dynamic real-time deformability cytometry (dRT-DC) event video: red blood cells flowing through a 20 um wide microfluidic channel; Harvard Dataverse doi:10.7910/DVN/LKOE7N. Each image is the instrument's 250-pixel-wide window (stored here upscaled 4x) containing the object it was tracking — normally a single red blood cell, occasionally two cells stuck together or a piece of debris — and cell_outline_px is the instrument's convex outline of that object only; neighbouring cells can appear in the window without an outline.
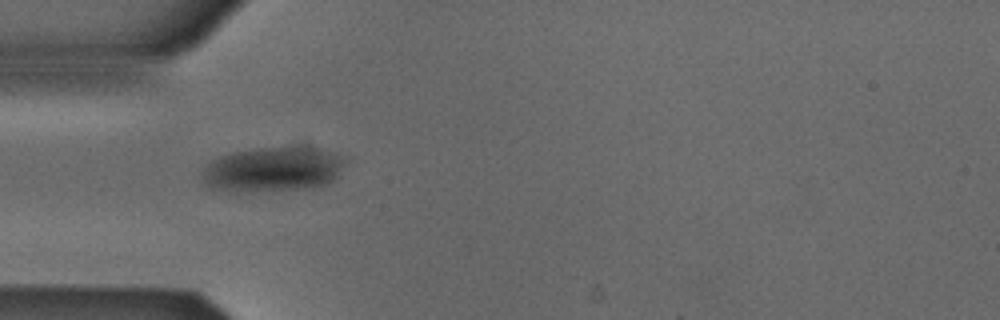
{"species": "Egyptian fruit bat (a non-hibernating species)", "species_latin": "Rousettus aegyptiacus", "temperature_condition": "cold", "stored_images_in_passage": 38, "camera_frame_rate_fps": 3000, "um_per_image_px": 0.085, "animal": {"sex": "male"}, "frame": {"image": 1, "passage_image": 1, "time_ms": 0.0, "image_size_px": [1000, 320], "cell_outline_px": [[344, 160], [336, 176], [328, 184], [320, 188], [248, 192], [232, 192], [212, 188], [204, 184], [204, 168], [212, 160], [220, 156], [232, 152], [260, 148], [316, 148], [344, 156]], "centroid_in_image_um": [23.18, 14.43], "position_along_channel_um": 61.8, "area_um2": 37.17}}
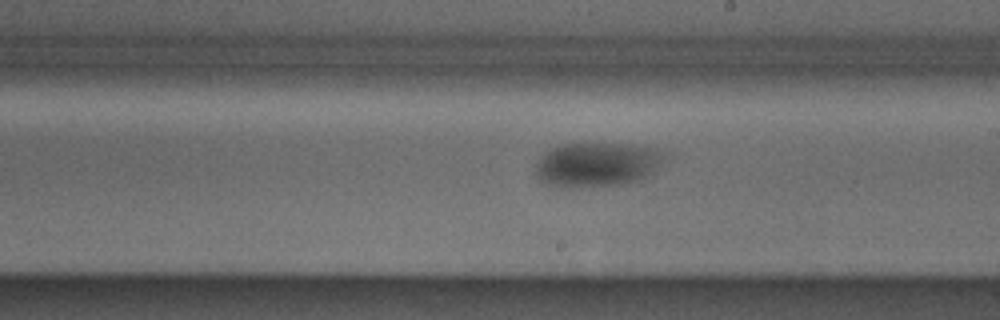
{"frame": {"image": 2, "passage_image": 15, "time_ms": 4.667, "image_size_px": [1000, 320], "cell_outline_px": [[664, 160], [652, 172], [628, 184], [580, 188], [572, 188], [548, 184], [540, 180], [536, 172], [536, 164], [540, 156], [552, 148], [560, 144], [628, 144], [656, 148], [664, 152]], "centroid_in_image_um": [50.73, 13.99], "position_along_channel_um": 238.3, "area_um2": 33.29}}
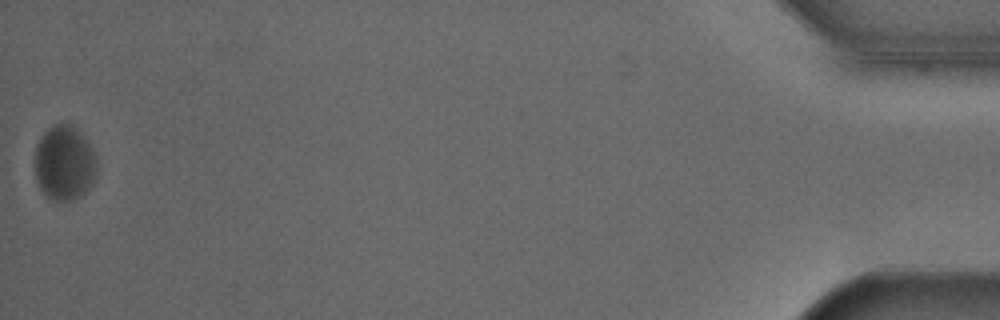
{"frame": {"image": 3, "passage_image": 38, "time_ms": 12.333, "image_size_px": [1000, 320], "cell_outline_px": [[96, 176], [88, 188], [80, 196], [72, 200], [52, 200], [40, 188], [36, 180], [36, 148], [40, 136], [52, 124], [68, 124], [80, 132], [92, 148], [96, 156]], "centroid_in_image_um": [5.48, 13.85], "position_along_channel_um": 429.7, "area_um2": 26.76}}